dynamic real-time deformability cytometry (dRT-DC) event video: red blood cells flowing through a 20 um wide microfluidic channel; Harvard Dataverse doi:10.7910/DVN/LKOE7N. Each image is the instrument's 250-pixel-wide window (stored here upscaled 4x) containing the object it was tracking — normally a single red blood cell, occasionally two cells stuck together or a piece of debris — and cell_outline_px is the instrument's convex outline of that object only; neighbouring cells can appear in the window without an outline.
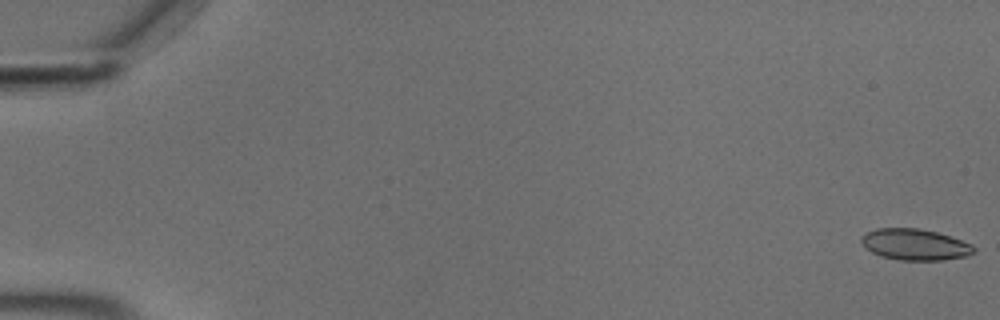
{"species": "common noctule bat (a hibernating species)", "species_latin": "Nyctalus noctula", "temperature_condition": "cold", "stored_images_in_passage": 56, "camera_frame_rate_fps": 3000, "um_per_image_px": 0.085, "animal": {"sex": "male", "body_mass_g": 18.8}, "frame": {"image": 1, "passage_image": 1, "time_ms": 0.0, "image_size_px": [1000, 320], "cell_outline_px": [[976, 252], [968, 256], [944, 260], [900, 260], [880, 256], [872, 252], [860, 240], [868, 232], [876, 228], [920, 228], [936, 232], [972, 244], [976, 248]], "centroid_in_image_um": [77.82, 20.79], "position_along_channel_um": 7.2, "area_um2": 20.35}}
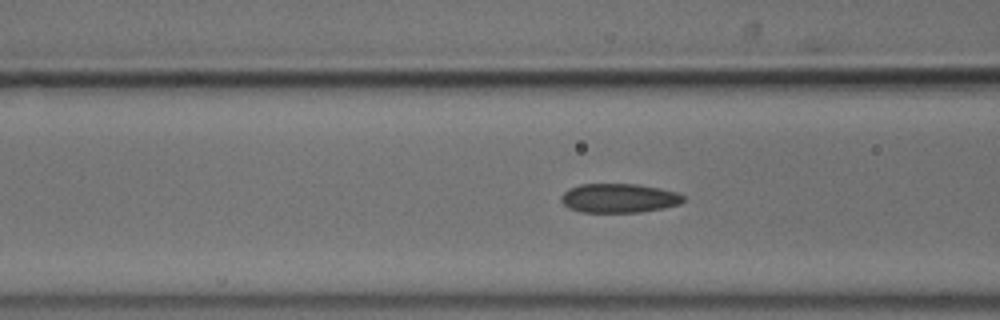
{"frame": {"image": 2, "passage_image": 23, "time_ms": 7.333, "image_size_px": [1000, 320], "cell_outline_px": [[684, 200], [680, 204], [664, 208], [640, 212], [580, 212], [568, 208], [560, 200], [560, 196], [568, 188], [580, 184], [640, 184], [660, 188], [676, 192], [684, 196]], "centroid_in_image_um": [52.59, 16.84], "position_along_channel_um": 114.0, "area_um2": 20.92}}
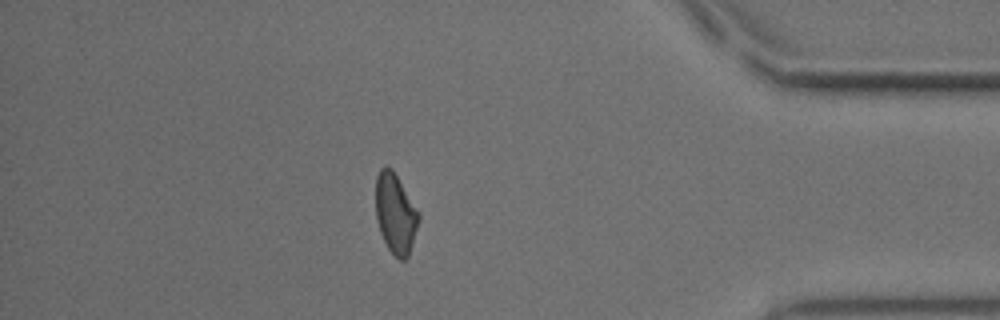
{"frame": {"image": 3, "passage_image": 49, "time_ms": 16.0, "image_size_px": [1000, 320], "cell_outline_px": [[420, 216], [412, 244], [408, 256], [404, 260], [400, 260], [388, 248], [380, 232], [376, 220], [376, 176], [380, 168], [392, 168], [420, 212]], "centroid_in_image_um": [33.61, 18.14], "position_along_channel_um": 401.6, "area_um2": 19.94}, "authors_computed_cell_mechanics": {"area_um2": 20.4901, "velocity_mm_per_s": 3.6873, "shape_relaxation_time_tau1_ms": null, "shape_relaxation_time_tau2_ms": 2.2156, "deformation_change_tau1": null, "deformation_change_tau2": 0.0627}}